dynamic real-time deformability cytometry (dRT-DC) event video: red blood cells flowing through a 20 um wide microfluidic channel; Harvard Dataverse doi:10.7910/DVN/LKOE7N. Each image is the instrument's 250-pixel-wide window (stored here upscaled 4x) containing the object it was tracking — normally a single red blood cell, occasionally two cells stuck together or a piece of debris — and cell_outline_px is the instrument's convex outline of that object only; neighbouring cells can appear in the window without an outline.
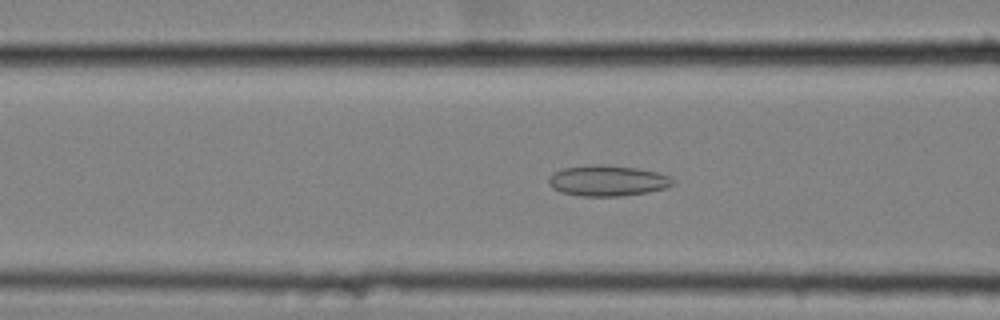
{"species": "common noctule bat (a hibernating species)", "species_latin": "Nyctalus noctula", "temperature_condition": "cold", "stored_images_in_passage": 41, "camera_frame_rate_fps": 3000, "um_per_image_px": 0.085, "animal": {"sex": "female", "body_mass_g": 25.1}, "frame": {"image": 1, "passage_image": 7, "time_ms": 2.0, "image_size_px": [1000, 320], "cell_outline_px": [[676, 184], [664, 188], [648, 192], [620, 196], [584, 196], [560, 192], [552, 188], [548, 180], [560, 168], [592, 164], [604, 164], [636, 168], [656, 172], [672, 176], [676, 180]], "centroid_in_image_um": [51.68, 15.35], "position_along_channel_um": 114.9, "area_um2": 22.37}}
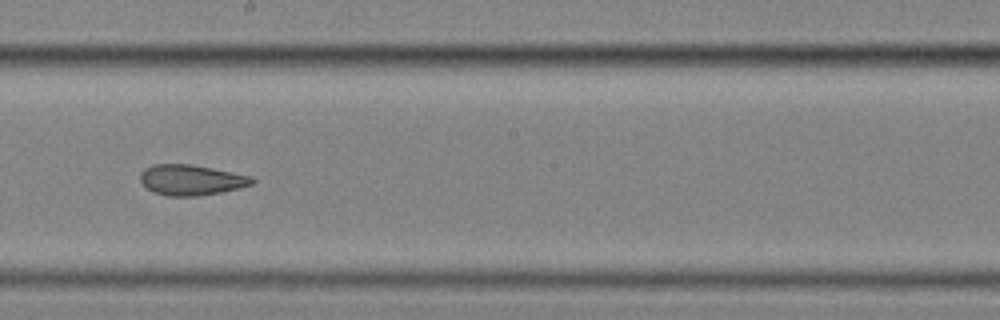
{"frame": {"image": 2, "passage_image": 17, "time_ms": 5.333, "image_size_px": [1000, 320], "cell_outline_px": [[256, 180], [252, 184], [240, 188], [220, 192], [196, 196], [168, 196], [152, 192], [140, 180], [140, 172], [144, 168], [152, 164], [192, 164], [252, 176]], "centroid_in_image_um": [16.24, 15.29], "position_along_channel_um": 232.0, "area_um2": 19.94}}
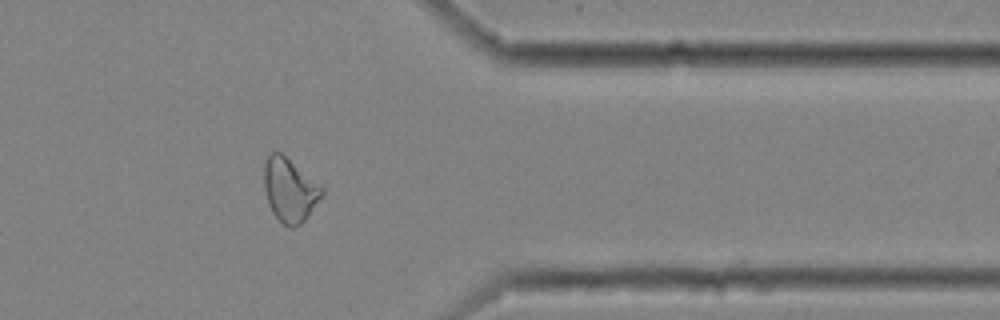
{"frame": {"image": 3, "passage_image": 31, "time_ms": 10.0, "image_size_px": [1000, 320], "cell_outline_px": [[324, 192], [304, 220], [300, 224], [292, 228], [284, 224], [272, 212], [268, 204], [264, 188], [264, 164], [268, 152], [280, 152], [324, 188]], "centroid_in_image_um": [24.59, 16.13], "position_along_channel_um": 386.8, "area_um2": 21.1}, "authors_computed_cell_mechanics": {"area_um2": 21.0392, "velocity_mm_per_s": 3.5129, "shape_relaxation_time_tau1_ms": null, "shape_relaxation_time_tau2_ms": 3.1927, "deformation_change_tau1": null, "deformation_change_tau2": 0.1114}}